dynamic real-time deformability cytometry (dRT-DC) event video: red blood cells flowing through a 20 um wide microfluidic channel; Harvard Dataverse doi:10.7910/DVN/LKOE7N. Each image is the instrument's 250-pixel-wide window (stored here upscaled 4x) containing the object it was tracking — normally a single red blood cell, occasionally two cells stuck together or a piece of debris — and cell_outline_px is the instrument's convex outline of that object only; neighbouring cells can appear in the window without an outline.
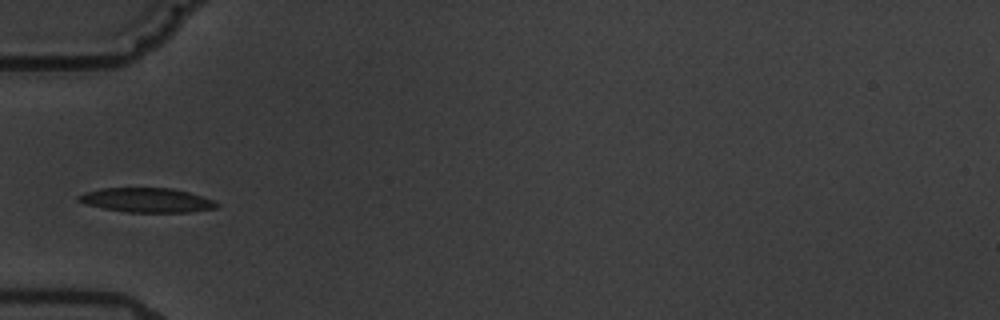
{"species": "common noctule bat (a hibernating species)", "species_latin": "Nyctalus noctula", "temperature_condition": "warm", "stored_images_in_passage": 5, "camera_frame_rate_fps": 3000, "um_per_image_px": 0.085, "animal": {"sex": "male", "body_mass_g": 19.5, "forearm_length_mm": 54.6}, "frame": {"image": 1, "passage_image": 3, "time_ms": 3.333, "image_size_px": [1000, 320], "cell_outline_px": [[220, 204], [216, 208], [188, 212], [128, 212], [104, 208], [88, 204], [76, 200], [76, 196], [84, 192], [104, 188], [172, 188], [188, 192], [212, 200]], "centroid_in_image_um": [12.46, 17.01], "position_along_channel_um": 72.5, "area_um2": 19.42}}
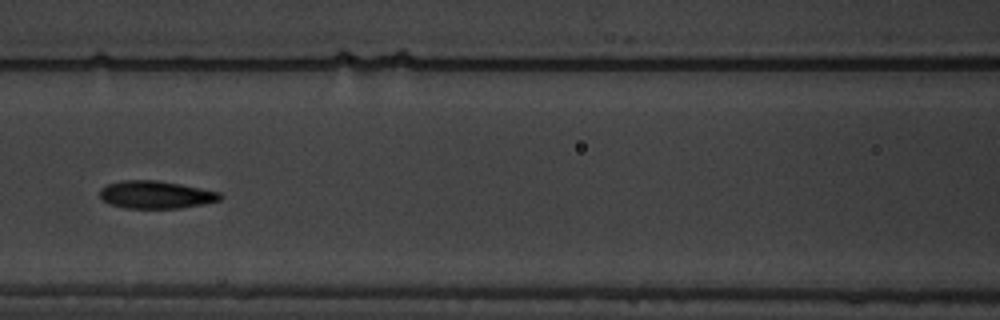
{"frame": {"image": 2, "passage_image": 5, "time_ms": 5.667, "image_size_px": [1000, 320], "cell_outline_px": [[224, 196], [220, 200], [180, 208], [124, 208], [108, 204], [100, 196], [100, 188], [108, 184], [120, 180], [156, 180], [180, 184], [220, 192]], "centroid_in_image_um": [13.22, 16.54], "position_along_channel_um": 153.4, "area_um2": 19.36}}